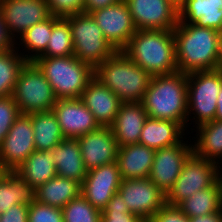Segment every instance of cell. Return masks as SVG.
<instances>
[{"mask_svg": "<svg viewBox=\"0 0 222 222\" xmlns=\"http://www.w3.org/2000/svg\"><path fill=\"white\" fill-rule=\"evenodd\" d=\"M121 0H84V13H91L98 9L106 8L115 5Z\"/></svg>", "mask_w": 222, "mask_h": 222, "instance_id": "60d3db41", "label": "cell"}, {"mask_svg": "<svg viewBox=\"0 0 222 222\" xmlns=\"http://www.w3.org/2000/svg\"><path fill=\"white\" fill-rule=\"evenodd\" d=\"M187 142V143H186ZM156 150L149 179L165 194L172 189L184 163L193 153L188 141Z\"/></svg>", "mask_w": 222, "mask_h": 222, "instance_id": "5bb4252c", "label": "cell"}, {"mask_svg": "<svg viewBox=\"0 0 222 222\" xmlns=\"http://www.w3.org/2000/svg\"><path fill=\"white\" fill-rule=\"evenodd\" d=\"M219 68L222 69V31L220 32V57H219Z\"/></svg>", "mask_w": 222, "mask_h": 222, "instance_id": "f6af8a7d", "label": "cell"}, {"mask_svg": "<svg viewBox=\"0 0 222 222\" xmlns=\"http://www.w3.org/2000/svg\"><path fill=\"white\" fill-rule=\"evenodd\" d=\"M17 48L0 51V97L13 94L18 75L27 62Z\"/></svg>", "mask_w": 222, "mask_h": 222, "instance_id": "1f68e13d", "label": "cell"}, {"mask_svg": "<svg viewBox=\"0 0 222 222\" xmlns=\"http://www.w3.org/2000/svg\"><path fill=\"white\" fill-rule=\"evenodd\" d=\"M90 14L116 51H122L137 31L125 0Z\"/></svg>", "mask_w": 222, "mask_h": 222, "instance_id": "4fadbf2b", "label": "cell"}, {"mask_svg": "<svg viewBox=\"0 0 222 222\" xmlns=\"http://www.w3.org/2000/svg\"><path fill=\"white\" fill-rule=\"evenodd\" d=\"M118 193L129 211L149 221L166 204V195L149 179H122Z\"/></svg>", "mask_w": 222, "mask_h": 222, "instance_id": "30bf717a", "label": "cell"}, {"mask_svg": "<svg viewBox=\"0 0 222 222\" xmlns=\"http://www.w3.org/2000/svg\"><path fill=\"white\" fill-rule=\"evenodd\" d=\"M222 87V69L187 74V128L190 114L196 127L215 120L218 94ZM193 112V113H191ZM195 120V121H194Z\"/></svg>", "mask_w": 222, "mask_h": 222, "instance_id": "8992f818", "label": "cell"}, {"mask_svg": "<svg viewBox=\"0 0 222 222\" xmlns=\"http://www.w3.org/2000/svg\"><path fill=\"white\" fill-rule=\"evenodd\" d=\"M178 10L181 23L222 31V0H186Z\"/></svg>", "mask_w": 222, "mask_h": 222, "instance_id": "cb8c5ba5", "label": "cell"}, {"mask_svg": "<svg viewBox=\"0 0 222 222\" xmlns=\"http://www.w3.org/2000/svg\"><path fill=\"white\" fill-rule=\"evenodd\" d=\"M74 55L72 34L66 18L53 16V28L46 51L40 57H65Z\"/></svg>", "mask_w": 222, "mask_h": 222, "instance_id": "d6a6232c", "label": "cell"}, {"mask_svg": "<svg viewBox=\"0 0 222 222\" xmlns=\"http://www.w3.org/2000/svg\"><path fill=\"white\" fill-rule=\"evenodd\" d=\"M149 222H189V218L177 207L165 204Z\"/></svg>", "mask_w": 222, "mask_h": 222, "instance_id": "f35d334b", "label": "cell"}, {"mask_svg": "<svg viewBox=\"0 0 222 222\" xmlns=\"http://www.w3.org/2000/svg\"><path fill=\"white\" fill-rule=\"evenodd\" d=\"M14 171L35 189L57 176L53 155L50 151L35 150Z\"/></svg>", "mask_w": 222, "mask_h": 222, "instance_id": "4316f807", "label": "cell"}, {"mask_svg": "<svg viewBox=\"0 0 222 222\" xmlns=\"http://www.w3.org/2000/svg\"><path fill=\"white\" fill-rule=\"evenodd\" d=\"M32 126L35 149L38 151H50L65 139L53 111L32 113Z\"/></svg>", "mask_w": 222, "mask_h": 222, "instance_id": "f546056e", "label": "cell"}, {"mask_svg": "<svg viewBox=\"0 0 222 222\" xmlns=\"http://www.w3.org/2000/svg\"><path fill=\"white\" fill-rule=\"evenodd\" d=\"M221 169L218 164L192 153L167 193L166 205L177 207L195 192L211 187L221 177Z\"/></svg>", "mask_w": 222, "mask_h": 222, "instance_id": "9c48e42d", "label": "cell"}, {"mask_svg": "<svg viewBox=\"0 0 222 222\" xmlns=\"http://www.w3.org/2000/svg\"><path fill=\"white\" fill-rule=\"evenodd\" d=\"M12 96L21 114L52 111L57 102L51 85L33 61L21 69Z\"/></svg>", "mask_w": 222, "mask_h": 222, "instance_id": "ba28073f", "label": "cell"}, {"mask_svg": "<svg viewBox=\"0 0 222 222\" xmlns=\"http://www.w3.org/2000/svg\"><path fill=\"white\" fill-rule=\"evenodd\" d=\"M193 153L212 161L219 166L222 164V121L214 120L196 127ZM221 161V162H220Z\"/></svg>", "mask_w": 222, "mask_h": 222, "instance_id": "f1b7e54d", "label": "cell"}, {"mask_svg": "<svg viewBox=\"0 0 222 222\" xmlns=\"http://www.w3.org/2000/svg\"><path fill=\"white\" fill-rule=\"evenodd\" d=\"M100 126H110L122 104L120 98L93 77L80 98Z\"/></svg>", "mask_w": 222, "mask_h": 222, "instance_id": "d6986e66", "label": "cell"}, {"mask_svg": "<svg viewBox=\"0 0 222 222\" xmlns=\"http://www.w3.org/2000/svg\"><path fill=\"white\" fill-rule=\"evenodd\" d=\"M51 85L57 99L81 98L94 68L74 55L65 57H38L33 61Z\"/></svg>", "mask_w": 222, "mask_h": 222, "instance_id": "5b68a950", "label": "cell"}, {"mask_svg": "<svg viewBox=\"0 0 222 222\" xmlns=\"http://www.w3.org/2000/svg\"><path fill=\"white\" fill-rule=\"evenodd\" d=\"M101 222H143V220L129 211L125 201L117 192L101 212Z\"/></svg>", "mask_w": 222, "mask_h": 222, "instance_id": "e575fe53", "label": "cell"}, {"mask_svg": "<svg viewBox=\"0 0 222 222\" xmlns=\"http://www.w3.org/2000/svg\"><path fill=\"white\" fill-rule=\"evenodd\" d=\"M121 181L117 162L102 165L87 171L86 178L81 183V195L102 212L112 196L118 192Z\"/></svg>", "mask_w": 222, "mask_h": 222, "instance_id": "2e32d148", "label": "cell"}, {"mask_svg": "<svg viewBox=\"0 0 222 222\" xmlns=\"http://www.w3.org/2000/svg\"><path fill=\"white\" fill-rule=\"evenodd\" d=\"M122 51L151 76L178 71L173 30H137Z\"/></svg>", "mask_w": 222, "mask_h": 222, "instance_id": "3957f363", "label": "cell"}, {"mask_svg": "<svg viewBox=\"0 0 222 222\" xmlns=\"http://www.w3.org/2000/svg\"><path fill=\"white\" fill-rule=\"evenodd\" d=\"M32 113L20 114L0 145V165L4 171H14L35 149Z\"/></svg>", "mask_w": 222, "mask_h": 222, "instance_id": "8fae6325", "label": "cell"}, {"mask_svg": "<svg viewBox=\"0 0 222 222\" xmlns=\"http://www.w3.org/2000/svg\"><path fill=\"white\" fill-rule=\"evenodd\" d=\"M141 102L148 117L178 122L187 130V74L153 75Z\"/></svg>", "mask_w": 222, "mask_h": 222, "instance_id": "7a4b0ae2", "label": "cell"}, {"mask_svg": "<svg viewBox=\"0 0 222 222\" xmlns=\"http://www.w3.org/2000/svg\"><path fill=\"white\" fill-rule=\"evenodd\" d=\"M36 201V189L17 172L3 171L0 175V214L17 204L32 205Z\"/></svg>", "mask_w": 222, "mask_h": 222, "instance_id": "d4e9b609", "label": "cell"}, {"mask_svg": "<svg viewBox=\"0 0 222 222\" xmlns=\"http://www.w3.org/2000/svg\"><path fill=\"white\" fill-rule=\"evenodd\" d=\"M52 111L65 139H77L100 127L80 98L57 99Z\"/></svg>", "mask_w": 222, "mask_h": 222, "instance_id": "e0dca14e", "label": "cell"}, {"mask_svg": "<svg viewBox=\"0 0 222 222\" xmlns=\"http://www.w3.org/2000/svg\"><path fill=\"white\" fill-rule=\"evenodd\" d=\"M28 222H64L62 209L36 200L29 206Z\"/></svg>", "mask_w": 222, "mask_h": 222, "instance_id": "8d00e7d4", "label": "cell"}, {"mask_svg": "<svg viewBox=\"0 0 222 222\" xmlns=\"http://www.w3.org/2000/svg\"><path fill=\"white\" fill-rule=\"evenodd\" d=\"M185 130L178 122L147 117L139 143L154 150L173 146L184 139Z\"/></svg>", "mask_w": 222, "mask_h": 222, "instance_id": "603a6c76", "label": "cell"}, {"mask_svg": "<svg viewBox=\"0 0 222 222\" xmlns=\"http://www.w3.org/2000/svg\"><path fill=\"white\" fill-rule=\"evenodd\" d=\"M94 77L122 102H141L152 76L123 51H116L94 68Z\"/></svg>", "mask_w": 222, "mask_h": 222, "instance_id": "277c9868", "label": "cell"}, {"mask_svg": "<svg viewBox=\"0 0 222 222\" xmlns=\"http://www.w3.org/2000/svg\"><path fill=\"white\" fill-rule=\"evenodd\" d=\"M50 15L57 18H67L83 13L84 0H47Z\"/></svg>", "mask_w": 222, "mask_h": 222, "instance_id": "74e56055", "label": "cell"}, {"mask_svg": "<svg viewBox=\"0 0 222 222\" xmlns=\"http://www.w3.org/2000/svg\"><path fill=\"white\" fill-rule=\"evenodd\" d=\"M57 176L82 183L87 175L77 139H64L50 150Z\"/></svg>", "mask_w": 222, "mask_h": 222, "instance_id": "7402d4cb", "label": "cell"}, {"mask_svg": "<svg viewBox=\"0 0 222 222\" xmlns=\"http://www.w3.org/2000/svg\"><path fill=\"white\" fill-rule=\"evenodd\" d=\"M4 170L2 169L1 165H0V175L2 174Z\"/></svg>", "mask_w": 222, "mask_h": 222, "instance_id": "7dc6e473", "label": "cell"}, {"mask_svg": "<svg viewBox=\"0 0 222 222\" xmlns=\"http://www.w3.org/2000/svg\"><path fill=\"white\" fill-rule=\"evenodd\" d=\"M215 119L222 121V87H221V90L218 94L217 111H216Z\"/></svg>", "mask_w": 222, "mask_h": 222, "instance_id": "ee69618b", "label": "cell"}, {"mask_svg": "<svg viewBox=\"0 0 222 222\" xmlns=\"http://www.w3.org/2000/svg\"><path fill=\"white\" fill-rule=\"evenodd\" d=\"M178 9L185 3L186 0H169Z\"/></svg>", "mask_w": 222, "mask_h": 222, "instance_id": "bcb514c9", "label": "cell"}, {"mask_svg": "<svg viewBox=\"0 0 222 222\" xmlns=\"http://www.w3.org/2000/svg\"><path fill=\"white\" fill-rule=\"evenodd\" d=\"M53 28V16L51 15L48 19L35 24L34 26L27 29L20 37L19 41L21 40V44L17 43V40L15 42V45H21L23 48V51L25 53L28 52L30 54H25L23 52V57L27 61H34L36 58L40 57L47 48L49 38L52 33ZM23 44V45H22ZM31 51V52H30ZM32 53V54H31ZM25 54V55H24Z\"/></svg>", "mask_w": 222, "mask_h": 222, "instance_id": "4dcf8cb0", "label": "cell"}, {"mask_svg": "<svg viewBox=\"0 0 222 222\" xmlns=\"http://www.w3.org/2000/svg\"><path fill=\"white\" fill-rule=\"evenodd\" d=\"M178 71L189 74L219 68L220 32L197 24L181 23L173 29Z\"/></svg>", "mask_w": 222, "mask_h": 222, "instance_id": "6da1fadb", "label": "cell"}, {"mask_svg": "<svg viewBox=\"0 0 222 222\" xmlns=\"http://www.w3.org/2000/svg\"><path fill=\"white\" fill-rule=\"evenodd\" d=\"M0 14L14 41L27 29L51 16L47 0H0Z\"/></svg>", "mask_w": 222, "mask_h": 222, "instance_id": "7c38bea8", "label": "cell"}, {"mask_svg": "<svg viewBox=\"0 0 222 222\" xmlns=\"http://www.w3.org/2000/svg\"><path fill=\"white\" fill-rule=\"evenodd\" d=\"M64 222H101V212L81 194L62 208Z\"/></svg>", "mask_w": 222, "mask_h": 222, "instance_id": "836d02e7", "label": "cell"}, {"mask_svg": "<svg viewBox=\"0 0 222 222\" xmlns=\"http://www.w3.org/2000/svg\"><path fill=\"white\" fill-rule=\"evenodd\" d=\"M66 19L70 24L74 56L80 61L95 68L116 52L90 13L83 12Z\"/></svg>", "mask_w": 222, "mask_h": 222, "instance_id": "52a82bcc", "label": "cell"}, {"mask_svg": "<svg viewBox=\"0 0 222 222\" xmlns=\"http://www.w3.org/2000/svg\"><path fill=\"white\" fill-rule=\"evenodd\" d=\"M20 114L12 95L0 97V145Z\"/></svg>", "mask_w": 222, "mask_h": 222, "instance_id": "d590c367", "label": "cell"}, {"mask_svg": "<svg viewBox=\"0 0 222 222\" xmlns=\"http://www.w3.org/2000/svg\"><path fill=\"white\" fill-rule=\"evenodd\" d=\"M81 194V183L55 176L36 189V200L57 208H63Z\"/></svg>", "mask_w": 222, "mask_h": 222, "instance_id": "484cf974", "label": "cell"}, {"mask_svg": "<svg viewBox=\"0 0 222 222\" xmlns=\"http://www.w3.org/2000/svg\"><path fill=\"white\" fill-rule=\"evenodd\" d=\"M137 30H173L179 10L169 0H125Z\"/></svg>", "mask_w": 222, "mask_h": 222, "instance_id": "9a60e30c", "label": "cell"}, {"mask_svg": "<svg viewBox=\"0 0 222 222\" xmlns=\"http://www.w3.org/2000/svg\"><path fill=\"white\" fill-rule=\"evenodd\" d=\"M28 205L17 204L0 216V222H28Z\"/></svg>", "mask_w": 222, "mask_h": 222, "instance_id": "ab89813d", "label": "cell"}, {"mask_svg": "<svg viewBox=\"0 0 222 222\" xmlns=\"http://www.w3.org/2000/svg\"><path fill=\"white\" fill-rule=\"evenodd\" d=\"M147 117L142 102H122L115 121L110 125L118 147L139 143Z\"/></svg>", "mask_w": 222, "mask_h": 222, "instance_id": "ffe728a7", "label": "cell"}, {"mask_svg": "<svg viewBox=\"0 0 222 222\" xmlns=\"http://www.w3.org/2000/svg\"><path fill=\"white\" fill-rule=\"evenodd\" d=\"M189 222H222V209L215 213L191 217L189 218Z\"/></svg>", "mask_w": 222, "mask_h": 222, "instance_id": "7bdbcfd3", "label": "cell"}, {"mask_svg": "<svg viewBox=\"0 0 222 222\" xmlns=\"http://www.w3.org/2000/svg\"><path fill=\"white\" fill-rule=\"evenodd\" d=\"M155 152L140 143L118 147L117 163L122 179L148 178Z\"/></svg>", "mask_w": 222, "mask_h": 222, "instance_id": "44dd1931", "label": "cell"}, {"mask_svg": "<svg viewBox=\"0 0 222 222\" xmlns=\"http://www.w3.org/2000/svg\"><path fill=\"white\" fill-rule=\"evenodd\" d=\"M87 171L117 162L118 145L110 126L98 129L77 138Z\"/></svg>", "mask_w": 222, "mask_h": 222, "instance_id": "ac0fdd59", "label": "cell"}, {"mask_svg": "<svg viewBox=\"0 0 222 222\" xmlns=\"http://www.w3.org/2000/svg\"><path fill=\"white\" fill-rule=\"evenodd\" d=\"M14 39L9 35L0 14V51H6L15 47Z\"/></svg>", "mask_w": 222, "mask_h": 222, "instance_id": "b9f144b4", "label": "cell"}, {"mask_svg": "<svg viewBox=\"0 0 222 222\" xmlns=\"http://www.w3.org/2000/svg\"><path fill=\"white\" fill-rule=\"evenodd\" d=\"M177 208L188 218L215 213L222 209V177L211 187L195 192Z\"/></svg>", "mask_w": 222, "mask_h": 222, "instance_id": "83f0119b", "label": "cell"}]
</instances>
